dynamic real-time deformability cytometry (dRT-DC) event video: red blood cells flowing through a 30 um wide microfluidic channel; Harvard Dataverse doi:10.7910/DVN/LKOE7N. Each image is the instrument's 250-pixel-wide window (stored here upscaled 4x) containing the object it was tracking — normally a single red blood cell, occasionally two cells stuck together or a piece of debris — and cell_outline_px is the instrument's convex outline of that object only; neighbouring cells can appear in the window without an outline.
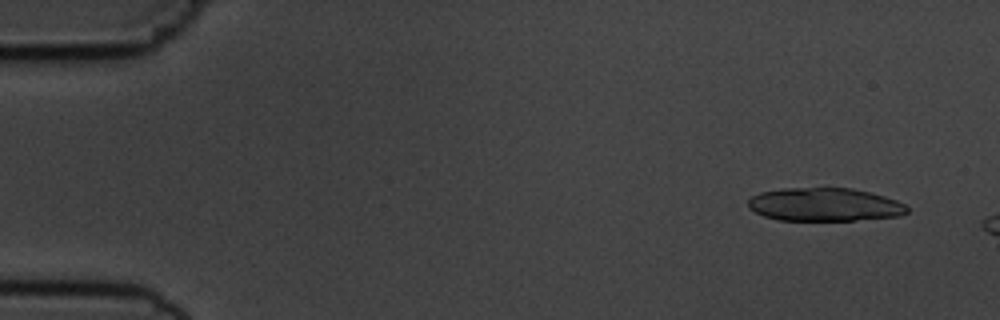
{"species": "common noctule bat (a hibernating species)", "species_latin": "Nyctalus noctula", "temperature_condition": "cold", "stored_images_in_passage": 9, "camera_frame_rate_fps": 3000, "um_per_image_px": 0.085, "animal": {"sex": "male", "body_mass_g": 19.5, "forearm_length_mm": 54.6}, "frame": {"image": 1, "passage_image": 4, "time_ms": 1.0, "image_size_px": [1000, 320], "cell_outline_px": [[908, 212], [900, 216], [856, 220], [780, 220], [764, 216], [748, 208], [748, 200], [752, 196], [760, 192], [784, 188], [852, 188], [872, 192], [896, 200], [904, 204], [908, 208]], "centroid_in_image_um": [70.1, 17.38], "position_along_channel_um": 14.9, "area_um2": 30.87}}